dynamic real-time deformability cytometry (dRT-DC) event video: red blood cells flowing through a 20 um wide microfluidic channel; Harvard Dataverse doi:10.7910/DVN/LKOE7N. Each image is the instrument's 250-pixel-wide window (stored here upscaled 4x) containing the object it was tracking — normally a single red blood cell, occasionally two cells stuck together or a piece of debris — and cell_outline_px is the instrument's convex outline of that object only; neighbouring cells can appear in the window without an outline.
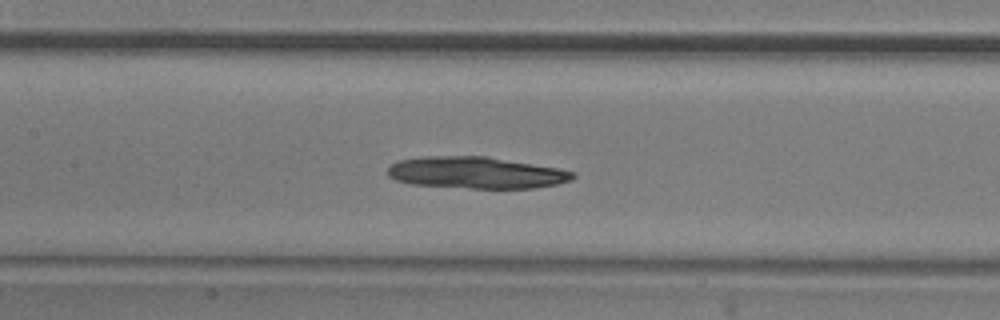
{"species": "common noctule bat (a hibernating species)", "species_latin": "Nyctalus noctula", "temperature_condition": "room temperature", "stored_images_in_passage": 38, "camera_frame_rate_fps": 3000, "um_per_image_px": 0.085, "animal": {"sex": "male", "body_mass_g": 20.5, "forearm_length_mm": 52.5}, "frame": {"image": 1, "passage_image": 10, "time_ms": 3.0, "image_size_px": [1000, 320], "cell_outline_px": [[576, 176], [572, 180], [556, 184], [532, 188], [472, 188], [412, 184], [396, 180], [388, 176], [388, 168], [392, 164], [400, 160], [424, 156], [484, 156], [560, 168], [576, 172]], "centroid_in_image_um": [40.5, 14.67], "position_along_channel_um": 166.9, "area_um2": 34.1}}
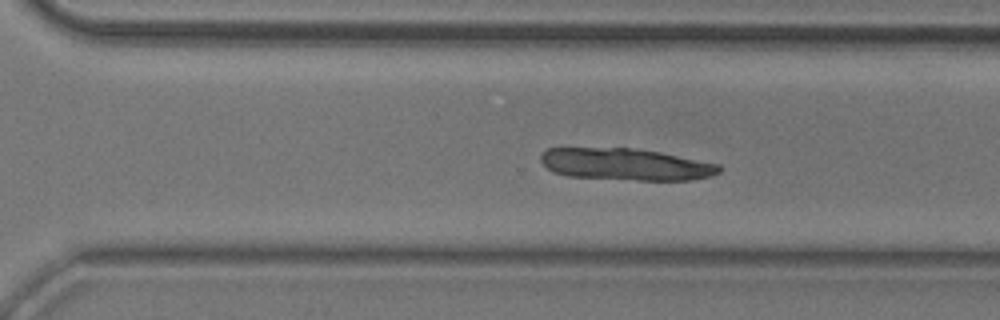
{"frame": {"image": 2, "passage_image": 22, "time_ms": 7.0, "image_size_px": [1000, 320], "cell_outline_px": [[720, 172], [712, 176], [688, 180], [636, 180], [568, 176], [552, 172], [540, 160], [540, 156], [548, 148], [636, 148], [660, 152], [720, 164]], "centroid_in_image_um": [53.19, 13.97], "position_along_channel_um": 317.4, "area_um2": 33.12}}
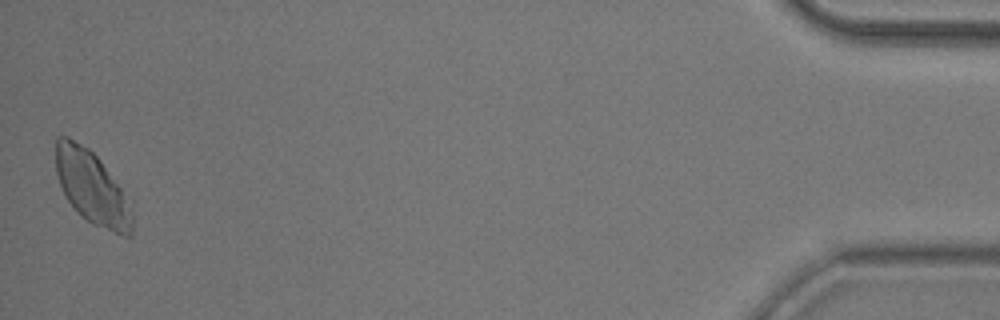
{"frame": {"image": 3, "passage_image": 38, "time_ms": 12.333, "image_size_px": [1000, 320], "cell_outline_px": [[132, 236], [120, 236], [92, 224], [80, 216], [68, 200], [60, 184], [56, 172], [56, 136], [68, 136], [88, 148], [100, 160], [132, 200]], "centroid_in_image_um": [7.87, 15.98], "position_along_channel_um": 427.3, "area_um2": 33.06}}